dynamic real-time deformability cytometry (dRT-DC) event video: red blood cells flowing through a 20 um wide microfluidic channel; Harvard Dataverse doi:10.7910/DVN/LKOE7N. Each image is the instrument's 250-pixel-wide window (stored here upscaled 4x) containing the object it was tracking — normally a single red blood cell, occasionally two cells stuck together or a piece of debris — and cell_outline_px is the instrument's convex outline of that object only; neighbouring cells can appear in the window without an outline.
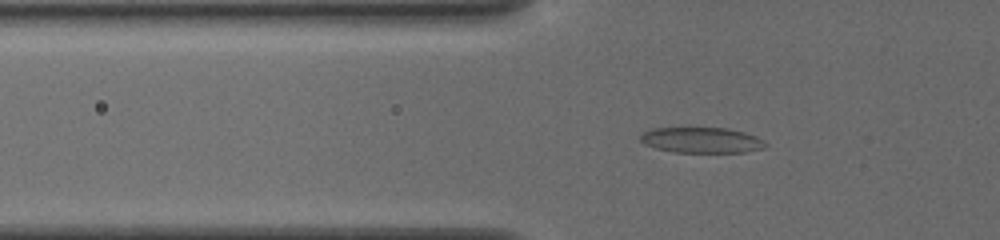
{"species": "common noctule bat (a hibernating species)", "species_latin": "Nyctalus noctula", "temperature_condition": "cold", "stored_images_in_passage": 39, "camera_frame_rate_fps": 3000, "um_per_image_px": 0.085, "animal": {"sex": "female", "body_mass_g": 19.5, "forearm_length_mm": 54.1}, "frame": {"image": 1, "passage_image": 4, "time_ms": 1.0, "image_size_px": [1000, 240], "cell_outline_px": [[768, 144], [764, 148], [744, 152], [672, 152], [656, 148], [644, 144], [640, 140], [640, 136], [644, 132], [652, 128], [728, 128], [744, 132], [756, 136], [764, 140]], "centroid_in_image_um": [59.65, 11.91], "position_along_channel_um": 66.2, "area_um2": 18.67}}
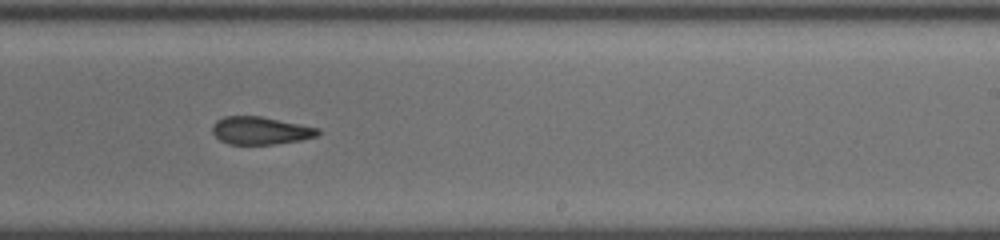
{"frame": {"image": 2, "passage_image": 20, "time_ms": 6.333, "image_size_px": [1000, 240], "cell_outline_px": [[320, 132], [316, 136], [300, 140], [272, 144], [228, 144], [220, 140], [212, 132], [212, 124], [216, 120], [224, 116], [260, 116], [320, 128]], "centroid_in_image_um": [22.11, 11.09], "position_along_channel_um": 266.9, "area_um2": 16.99}}
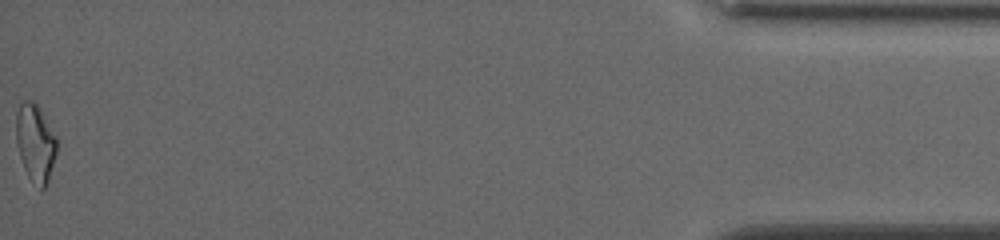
{"frame": {"image": 3, "passage_image": 39, "time_ms": 12.667, "image_size_px": [1000, 240], "cell_outline_px": [[56, 152], [48, 180], [44, 188], [40, 188], [28, 176], [24, 168], [20, 156], [16, 140], [16, 116], [20, 100], [32, 100], [40, 108], [56, 136]], "centroid_in_image_um": [2.99, 12.08], "position_along_channel_um": 432.2, "area_um2": 18.15}, "authors_computed_cell_mechanics": {"area_um2": 17.6868, "velocity_mm_per_s": 3.8951, "shape_relaxation_time_tau1_ms": 9.4728, "shape_relaxation_time_tau2_ms": 2.5312, "deformation_change_tau1": 0.2158, "deformation_change_tau2": 0.1006}}